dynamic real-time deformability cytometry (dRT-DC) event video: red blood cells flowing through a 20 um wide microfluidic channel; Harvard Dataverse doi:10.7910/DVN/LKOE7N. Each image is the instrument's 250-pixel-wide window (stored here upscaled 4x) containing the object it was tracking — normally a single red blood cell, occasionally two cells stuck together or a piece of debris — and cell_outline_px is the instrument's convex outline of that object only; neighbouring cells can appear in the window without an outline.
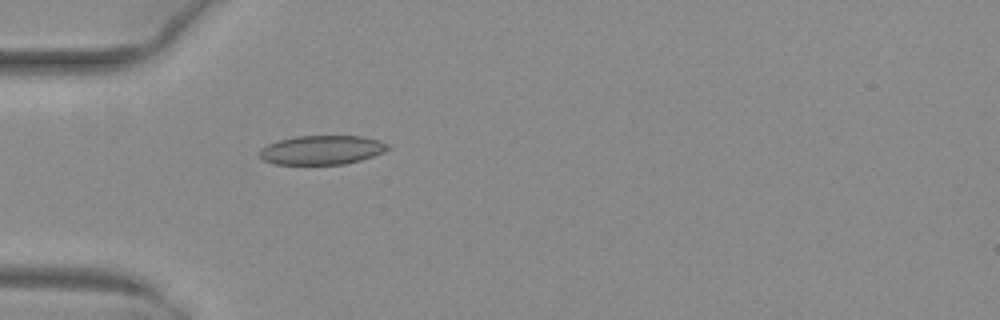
{"species": "common noctule bat (a hibernating species)", "species_latin": "Nyctalus noctula", "temperature_condition": "warm", "stored_images_in_passage": 36, "camera_frame_rate_fps": 3000, "um_per_image_px": 0.085, "animal": {"sex": "female", "body_mass_g": 29.2, "forearm_length_mm": 56.3}, "frame": {"image": 1, "passage_image": 1, "time_ms": 0.0, "image_size_px": [1000, 320], "cell_outline_px": [[392, 148], [384, 152], [360, 160], [344, 164], [276, 164], [264, 160], [260, 156], [260, 148], [268, 144], [280, 140], [296, 136], [360, 136], [380, 140], [388, 144]], "centroid_in_image_um": [27.39, 12.74], "position_along_channel_um": 57.6, "area_um2": 21.68}}
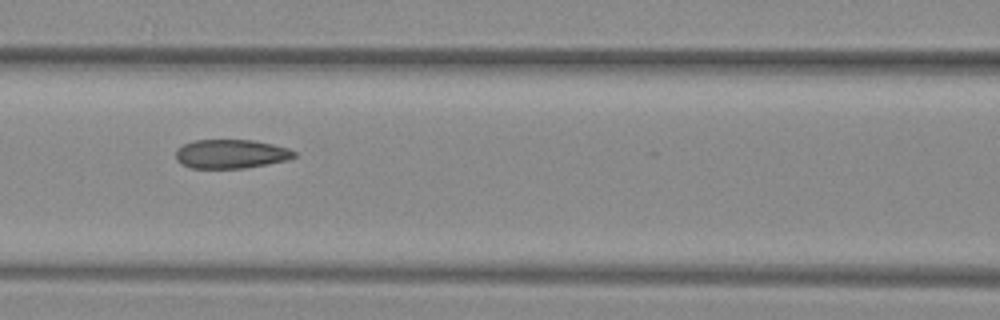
{"frame": {"image": 2, "passage_image": 8, "time_ms": 2.333, "image_size_px": [1000, 320], "cell_outline_px": [[296, 156], [288, 160], [244, 168], [192, 168], [180, 164], [176, 160], [176, 148], [184, 144], [196, 140], [252, 140], [272, 144], [288, 148], [296, 152]], "centroid_in_image_um": [19.61, 13.08], "position_along_channel_um": 147.0, "area_um2": 20.0}}
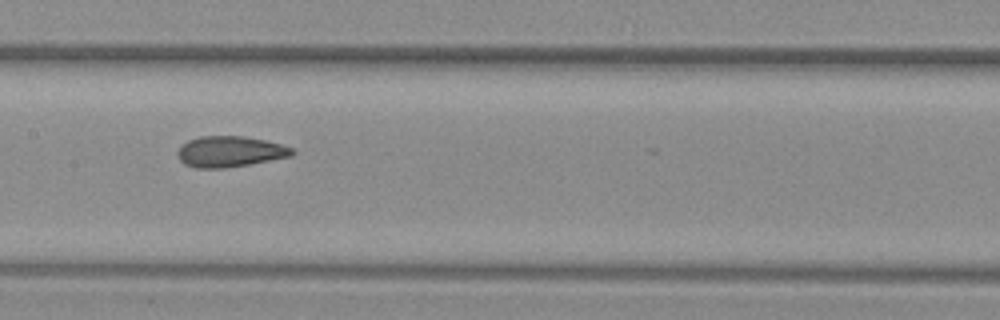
{"frame": {"image": 3, "passage_image": 11, "time_ms": 3.333, "image_size_px": [1000, 320], "cell_outline_px": [[296, 152], [292, 156], [248, 164], [224, 168], [196, 168], [184, 164], [180, 160], [176, 152], [188, 140], [200, 136], [244, 136], [264, 140], [280, 144], [292, 148]], "centroid_in_image_um": [19.54, 12.88], "position_along_channel_um": 187.9, "area_um2": 20.46}}